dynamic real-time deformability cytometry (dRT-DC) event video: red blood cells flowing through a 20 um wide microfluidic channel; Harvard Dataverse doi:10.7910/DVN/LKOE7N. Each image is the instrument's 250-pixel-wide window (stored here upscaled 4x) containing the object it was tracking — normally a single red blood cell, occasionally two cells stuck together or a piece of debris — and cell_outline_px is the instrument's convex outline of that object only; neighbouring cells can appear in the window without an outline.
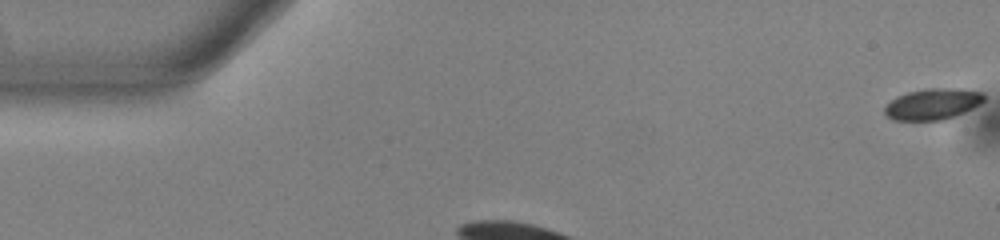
{"species": "common noctule bat (a hibernating species)", "species_latin": "Nyctalus noctula", "temperature_condition": "warm", "stored_images_in_passage": 5, "camera_frame_rate_fps": 3000, "um_per_image_px": 0.085, "animal": {"sex": "male", "body_mass_g": 13.0, "forearm_length_mm": 53.1}, "frame": {"image": 1, "passage_image": 1, "time_ms": 0.0, "image_size_px": [1000, 240], "cell_outline_px": [[984, 100], [980, 104], [964, 112], [944, 120], [892, 120], [884, 112], [884, 108], [896, 96], [908, 92], [924, 88], [960, 88], [984, 92]], "centroid_in_image_um": [79.3, 8.83], "position_along_channel_um": 5.7, "area_um2": 18.09}}